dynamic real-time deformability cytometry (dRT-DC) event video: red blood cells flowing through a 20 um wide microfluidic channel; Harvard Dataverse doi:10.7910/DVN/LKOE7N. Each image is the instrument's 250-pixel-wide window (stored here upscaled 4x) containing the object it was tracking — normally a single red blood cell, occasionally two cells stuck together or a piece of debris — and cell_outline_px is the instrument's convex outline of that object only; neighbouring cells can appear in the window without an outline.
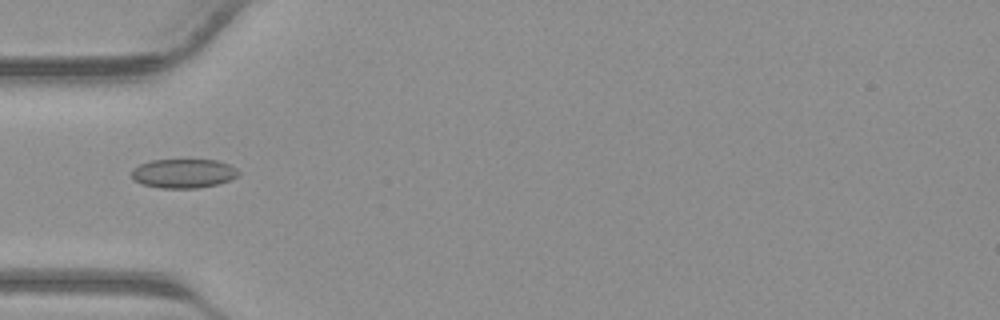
{"species": "common noctule bat (a hibernating species)", "species_latin": "Nyctalus noctula", "temperature_condition": "warm", "stored_images_in_passage": 36, "camera_frame_rate_fps": 3000, "um_per_image_px": 0.085, "animal": {"sex": "male", "body_mass_g": 23.1, "forearm_length_mm": 52.7}, "frame": {"image": 1, "passage_image": 9, "time_ms": 2.667, "image_size_px": [1000, 320], "cell_outline_px": [[240, 172], [236, 176], [228, 180], [216, 184], [196, 188], [160, 188], [144, 184], [132, 180], [132, 168], [140, 164], [152, 160], [216, 160], [228, 164], [236, 168]], "centroid_in_image_um": [15.56, 14.74], "position_along_channel_um": 69.4, "area_um2": 17.98}}
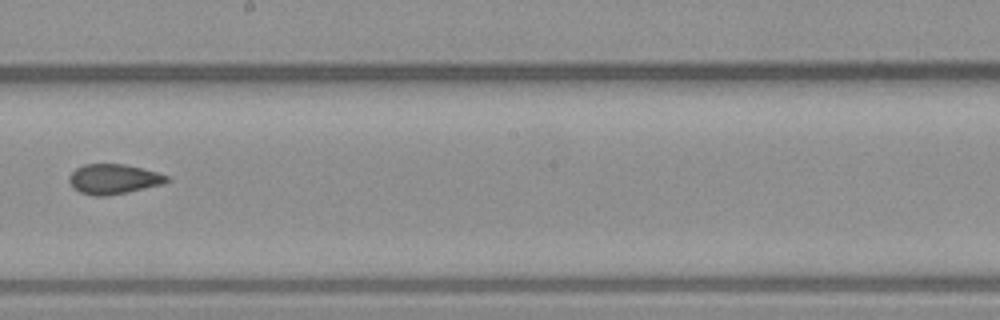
{"frame": {"image": 2, "passage_image": 19, "time_ms": 6.0, "image_size_px": [1000, 320], "cell_outline_px": [[168, 180], [160, 184], [128, 192], [104, 196], [96, 196], [80, 192], [72, 188], [68, 180], [68, 176], [76, 168], [84, 164], [124, 164], [156, 172], [168, 176]], "centroid_in_image_um": [9.58, 15.22], "position_along_channel_um": 238.6, "area_um2": 16.82}}
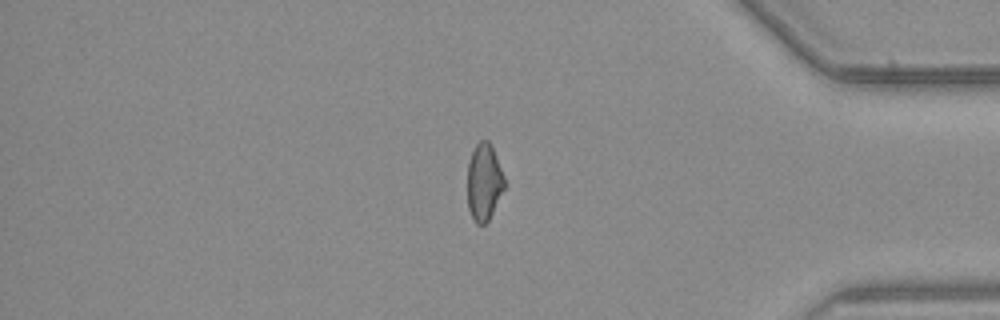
{"frame": {"image": 3, "passage_image": 30, "time_ms": 9.667, "image_size_px": [1000, 320], "cell_outline_px": [[508, 184], [488, 220], [484, 224], [476, 224], [472, 220], [468, 208], [468, 160], [476, 144], [480, 140], [488, 140], [492, 144]], "centroid_in_image_um": [41.17, 15.46], "position_along_channel_um": 394.0, "area_um2": 17.11}}